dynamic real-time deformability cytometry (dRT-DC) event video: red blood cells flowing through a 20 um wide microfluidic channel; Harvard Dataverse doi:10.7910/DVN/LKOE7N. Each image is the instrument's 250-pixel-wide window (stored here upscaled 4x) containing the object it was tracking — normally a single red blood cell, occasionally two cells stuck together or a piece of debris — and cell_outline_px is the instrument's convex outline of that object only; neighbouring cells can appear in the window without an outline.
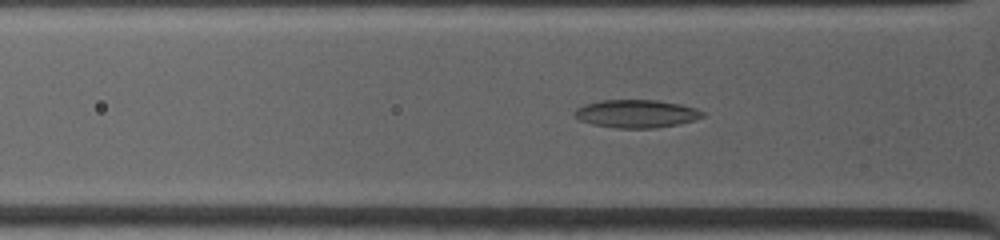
{"species": "common noctule bat (a hibernating species)", "species_latin": "Nyctalus noctula", "temperature_condition": "warm", "stored_images_in_passage": 61, "camera_frame_rate_fps": 4500, "um_per_image_px": 0.085, "animal": {"sex": "female", "body_mass_g": 19.0, "forearm_length_mm": 53.3}, "frame": {"image": 1, "passage_image": 10, "time_ms": 2.444, "image_size_px": [1000, 240], "cell_outline_px": [[704, 116], [696, 120], [656, 128], [616, 128], [592, 124], [580, 120], [572, 112], [576, 108], [584, 104], [600, 100], [656, 100], [680, 104], [696, 108], [704, 112]], "centroid_in_image_um": [54.08, 9.66], "position_along_channel_um": 71.7, "area_um2": 20.92}}
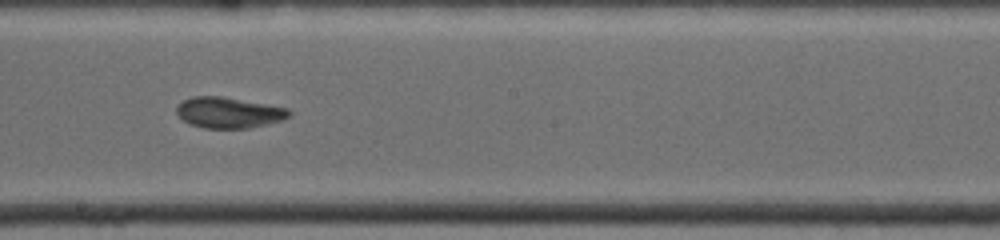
{"frame": {"image": 2, "passage_image": 23, "time_ms": 6.444, "image_size_px": [1000, 240], "cell_outline_px": [[292, 116], [280, 120], [248, 128], [204, 128], [192, 124], [184, 120], [176, 112], [176, 108], [184, 100], [192, 96], [220, 96], [288, 108], [292, 112]], "centroid_in_image_um": [19.45, 9.56], "position_along_channel_um": 228.7, "area_um2": 19.88}}
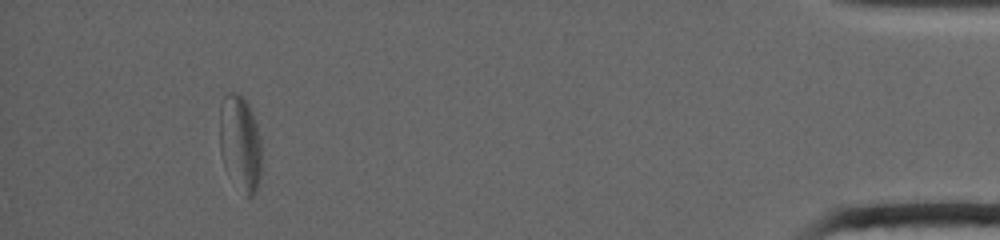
{"frame": {"image": 3, "passage_image": 54, "time_ms": 13.556, "image_size_px": [1000, 240], "cell_outline_px": [[260, 180], [256, 192], [252, 196], [248, 196], [224, 164], [220, 152], [220, 104], [224, 96], [228, 92], [236, 92], [248, 104], [252, 112], [256, 124], [260, 140]], "centroid_in_image_um": [20.41, 12.08], "position_along_channel_um": 414.8, "area_um2": 22.66}, "authors_computed_cell_mechanics": {"area_um2": 21.964, "velocity_mm_per_s": 3.9336, "shape_relaxation_time_tau1_ms": null, "shape_relaxation_time_tau2_ms": 2.4344, "deformation_change_tau1": null, "deformation_change_tau2": 0.0773}}